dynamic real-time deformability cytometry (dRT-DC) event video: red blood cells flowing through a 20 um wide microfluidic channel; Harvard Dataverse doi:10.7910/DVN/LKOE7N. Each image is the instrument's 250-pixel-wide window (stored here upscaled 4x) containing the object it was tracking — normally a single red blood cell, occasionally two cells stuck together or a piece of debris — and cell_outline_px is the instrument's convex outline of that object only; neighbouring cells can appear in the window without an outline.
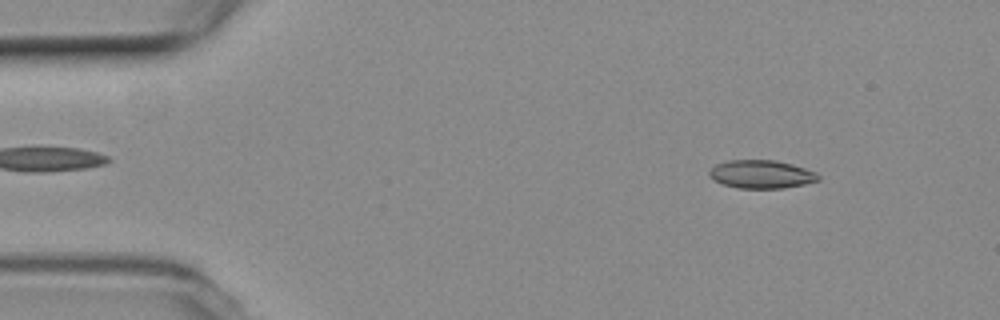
{"species": "common noctule bat (a hibernating species)", "species_latin": "Nyctalus noctula", "temperature_condition": "room temperature", "stored_images_in_passage": 54, "camera_frame_rate_fps": 3000, "um_per_image_px": 0.085, "animal": {"sex": "female", "body_mass_g": 19.3, "forearm_length_mm": 54.1}, "frame": {"image": 1, "passage_image": 7, "time_ms": 2.0, "image_size_px": [1000, 320], "cell_outline_px": [[820, 180], [804, 184], [784, 188], [740, 188], [724, 184], [716, 180], [708, 172], [716, 164], [728, 160], [776, 160], [792, 164], [816, 172], [820, 176]], "centroid_in_image_um": [64.76, 14.8], "position_along_channel_um": 20.2, "area_um2": 17.74}}
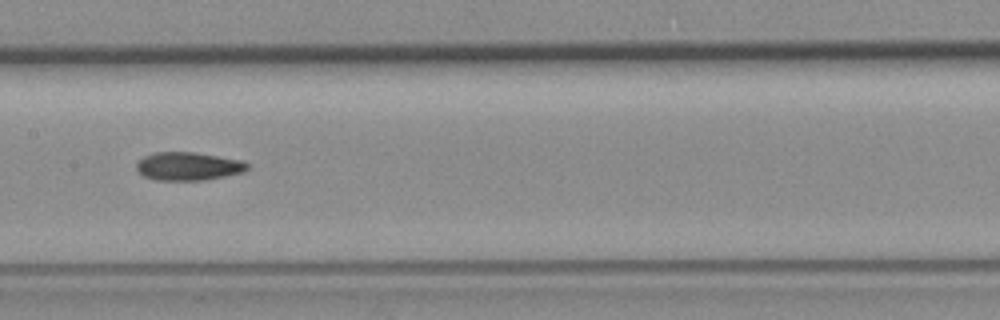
{"frame": {"image": 2, "passage_image": 27, "time_ms": 8.667, "image_size_px": [1000, 320], "cell_outline_px": [[248, 168], [244, 172], [204, 180], [156, 180], [144, 176], [136, 168], [136, 164], [144, 156], [152, 152], [192, 152], [240, 160], [248, 164]], "centroid_in_image_um": [15.97, 14.13], "position_along_channel_um": 191.4, "area_um2": 18.03}}
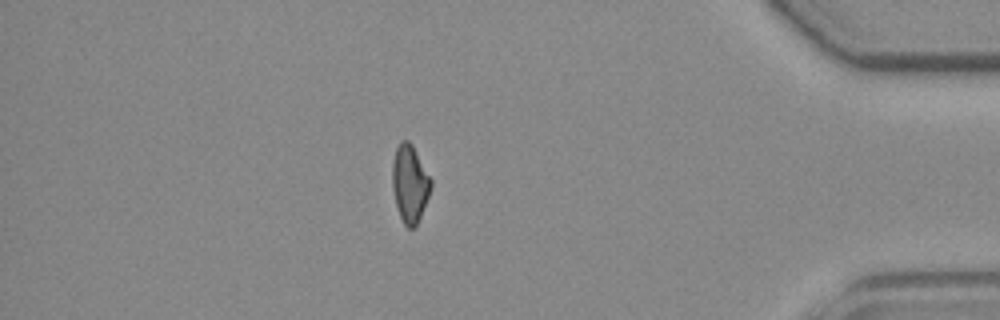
{"frame": {"image": 3, "passage_image": 47, "time_ms": 15.333, "image_size_px": [1000, 320], "cell_outline_px": [[432, 188], [416, 228], [408, 228], [404, 224], [400, 216], [396, 204], [392, 188], [392, 160], [396, 148], [400, 140], [408, 140], [412, 144], [432, 180]], "centroid_in_image_um": [34.84, 15.61], "position_along_channel_um": 400.4, "area_um2": 17.63}, "authors_computed_cell_mechanics": {"area_um2": 18.0914, "velocity_mm_per_s": 3.7938, "shape_relaxation_time_tau1_ms": 8.7711, "shape_relaxation_time_tau2_ms": 3.3166, "deformation_change_tau1": 0.1977, "deformation_change_tau2": 0.1023}}